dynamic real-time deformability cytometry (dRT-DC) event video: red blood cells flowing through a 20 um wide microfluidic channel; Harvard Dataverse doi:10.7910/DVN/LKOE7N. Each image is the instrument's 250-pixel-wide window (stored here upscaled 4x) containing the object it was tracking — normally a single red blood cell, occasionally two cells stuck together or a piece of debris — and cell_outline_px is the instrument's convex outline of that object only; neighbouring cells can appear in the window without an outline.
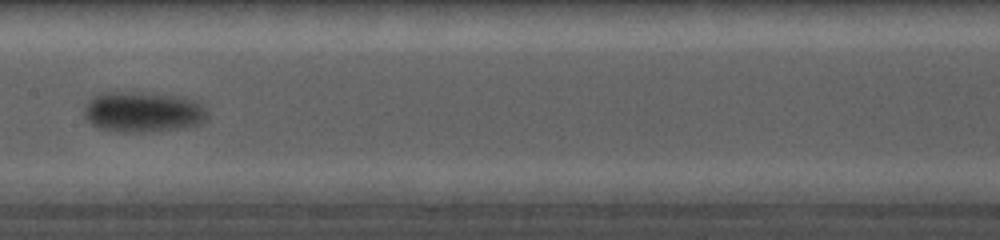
{"species": "common noctule bat (a hibernating species)", "species_latin": "Nyctalus noctula", "temperature_condition": "cold", "stored_images_in_passage": 23, "camera_frame_rate_fps": 5000, "um_per_image_px": 0.085, "animal": {"sex": "female", "body_mass_g": 19.0, "forearm_length_mm": 56.7}, "frame": {"image": 1, "passage_image": 7, "time_ms": 3.2, "image_size_px": [1000, 240], "cell_outline_px": [[208, 116], [200, 124], [184, 128], [160, 132], [116, 132], [96, 128], [84, 116], [84, 108], [96, 96], [152, 96], [184, 100], [196, 104], [208, 112]], "centroid_in_image_um": [12.14, 9.67], "position_along_channel_um": 195.3, "area_um2": 26.82}}
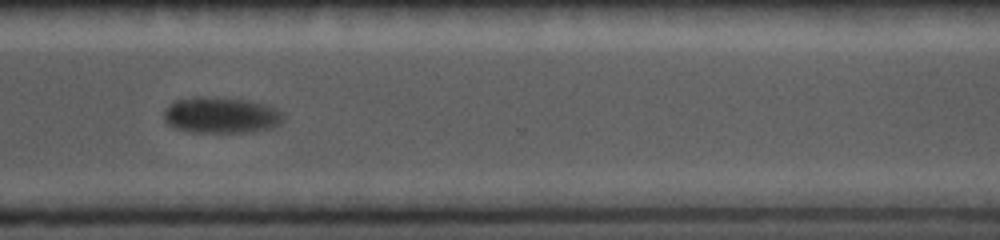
{"frame": {"image": 2, "passage_image": 17, "time_ms": 7.4, "image_size_px": [1000, 240], "cell_outline_px": [[284, 120], [280, 124], [272, 128], [252, 132], [192, 132], [176, 128], [168, 124], [164, 120], [164, 112], [168, 104], [176, 100], [196, 96], [248, 100], [276, 108], [284, 116]], "centroid_in_image_um": [18.79, 9.8], "position_along_channel_um": 351.8, "area_um2": 25.14}}
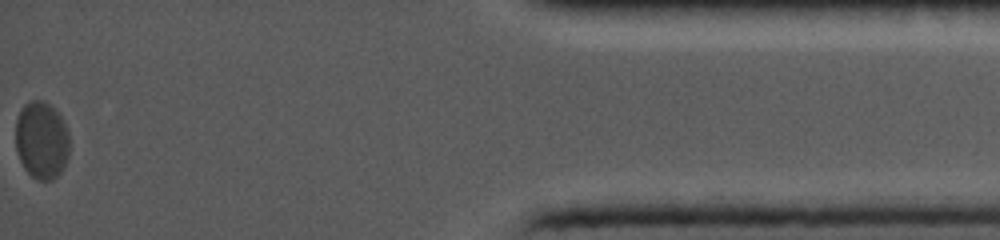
{"frame": {"image": 3, "passage_image": 23, "time_ms": 11.2, "image_size_px": [1000, 240], "cell_outline_px": [[68, 156], [64, 168], [52, 180], [36, 180], [24, 168], [20, 160], [16, 148], [16, 120], [24, 104], [32, 100], [44, 100], [64, 120], [68, 132]], "centroid_in_image_um": [3.54, 11.93], "position_along_channel_um": 431.7, "area_um2": 24.28}}